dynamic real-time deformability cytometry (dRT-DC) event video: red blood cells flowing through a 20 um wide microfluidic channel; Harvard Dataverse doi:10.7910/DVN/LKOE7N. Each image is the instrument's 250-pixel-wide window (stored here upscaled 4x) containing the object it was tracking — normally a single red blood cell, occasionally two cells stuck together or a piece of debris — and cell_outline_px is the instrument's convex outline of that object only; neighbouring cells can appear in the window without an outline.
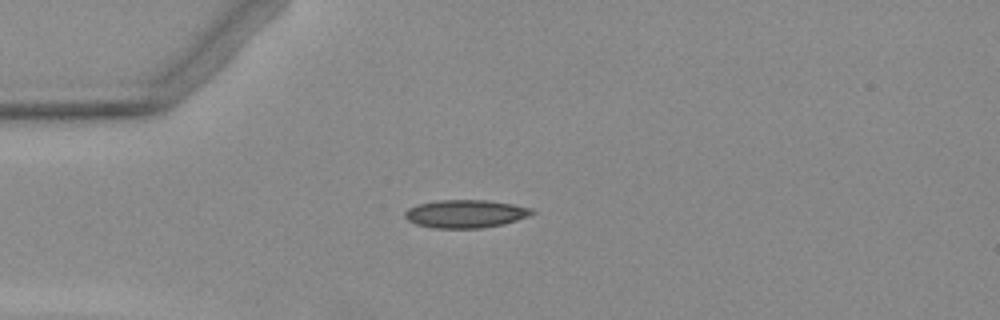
{"species": "Egyptian fruit bat (a non-hibernating species)", "species_latin": "Rousettus aegyptiacus", "temperature_condition": "warm", "stored_images_in_passage": 3, "camera_frame_rate_fps": 3000, "um_per_image_px": 0.085, "animal": {"sex": "female"}, "frame": {"image": 1, "passage_image": 1, "time_ms": 0.0, "image_size_px": [1000, 320], "cell_outline_px": [[536, 212], [528, 216], [504, 224], [480, 228], [432, 228], [416, 224], [408, 220], [404, 216], [404, 212], [408, 208], [420, 204], [440, 200], [484, 200], [512, 204], [532, 208]], "centroid_in_image_um": [39.57, 18.17], "position_along_channel_um": 45.4, "area_um2": 20.63}}
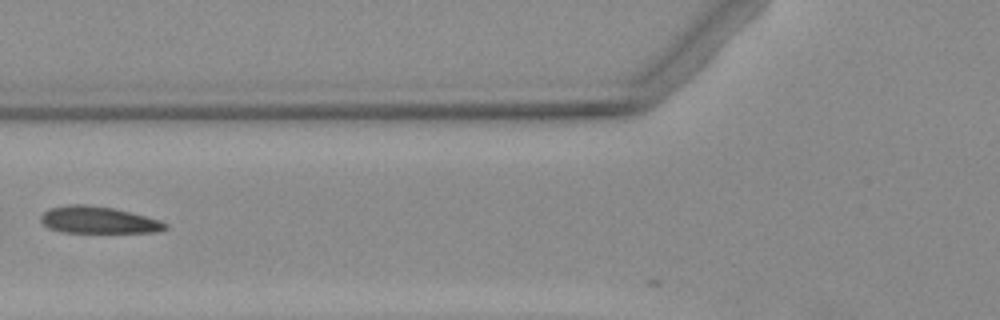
{"frame": {"image": 2, "passage_image": 3, "time_ms": 2.333, "image_size_px": [1000, 320], "cell_outline_px": [[168, 228], [156, 232], [64, 232], [48, 228], [40, 220], [40, 216], [44, 212], [52, 208], [72, 204], [84, 204], [116, 208], [160, 220], [168, 224]], "centroid_in_image_um": [8.38, 18.7], "position_along_channel_um": 117.4, "area_um2": 19.42}}